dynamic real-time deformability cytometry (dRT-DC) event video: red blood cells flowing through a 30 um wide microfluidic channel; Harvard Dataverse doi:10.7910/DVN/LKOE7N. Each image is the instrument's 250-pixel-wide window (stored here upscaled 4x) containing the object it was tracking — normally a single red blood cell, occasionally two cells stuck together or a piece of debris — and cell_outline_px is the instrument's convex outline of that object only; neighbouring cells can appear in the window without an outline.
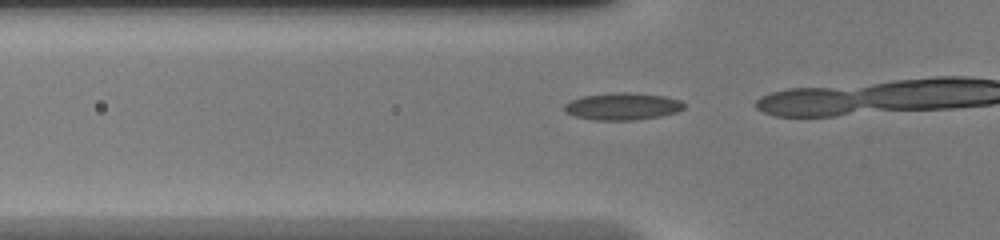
{"species": "common noctule bat (a hibernating species)", "species_latin": "Nyctalus noctula", "temperature_condition": "warm", "stored_images_in_passage": 18, "camera_frame_rate_fps": 3000, "um_per_image_px": 0.085, "animal": {"sex": "female", "body_mass_g": 20.0, "forearm_length_mm": 54.0}, "frame": {"image": 1, "passage_image": 13, "time_ms": 4.0, "image_size_px": [1000, 240], "cell_outline_px": [[684, 108], [676, 112], [660, 116], [636, 120], [596, 120], [576, 116], [568, 112], [564, 108], [564, 104], [572, 100], [584, 96], [612, 92], [628, 92], [664, 96], [680, 100], [684, 104]], "centroid_in_image_um": [52.94, 9.04], "position_along_channel_um": 72.9, "area_um2": 18.73}}